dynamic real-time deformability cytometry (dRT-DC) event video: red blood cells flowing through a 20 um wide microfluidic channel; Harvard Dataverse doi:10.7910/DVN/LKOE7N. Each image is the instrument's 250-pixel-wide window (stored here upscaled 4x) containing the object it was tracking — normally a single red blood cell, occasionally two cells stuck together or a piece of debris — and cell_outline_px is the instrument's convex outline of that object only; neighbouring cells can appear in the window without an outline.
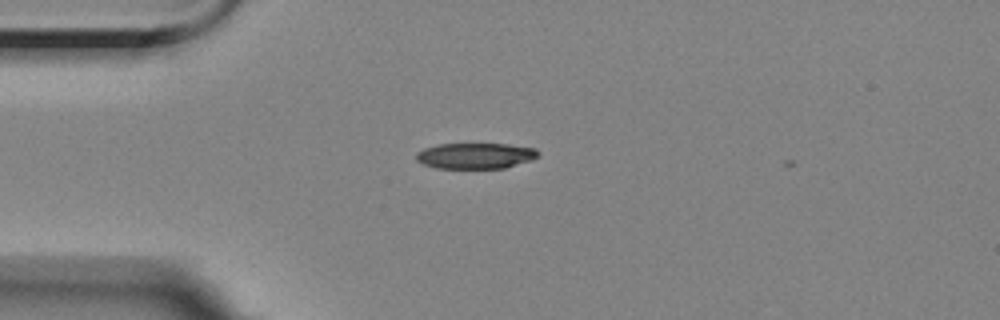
{"species": "Egyptian fruit bat (a non-hibernating species)", "species_latin": "Rousettus aegyptiacus", "temperature_condition": "room temperature", "stored_images_in_passage": 3, "camera_frame_rate_fps": 3000, "um_per_image_px": 0.085, "animal": {"sex": "female"}, "frame": {"image": 1, "passage_image": 1, "time_ms": 0.0, "image_size_px": [1000, 320], "cell_outline_px": [[540, 156], [532, 160], [504, 168], [436, 168], [424, 164], [416, 160], [416, 152], [424, 148], [440, 144], [508, 144], [536, 148], [540, 152]], "centroid_in_image_um": [40.45, 13.24], "position_along_channel_um": 44.6, "area_um2": 18.44}}
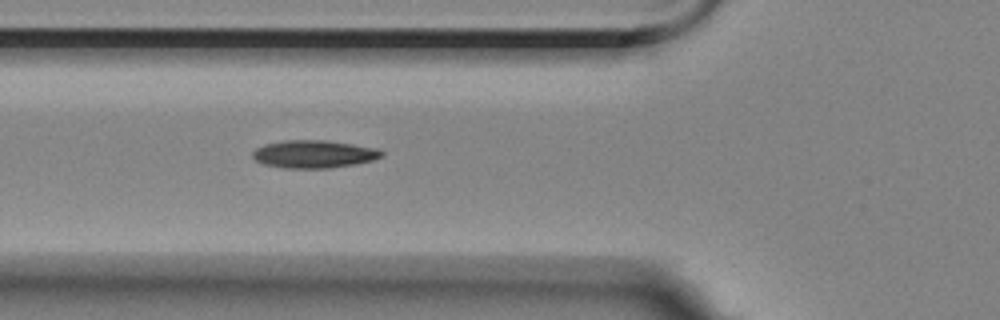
{"frame": {"image": 2, "passage_image": 3, "time_ms": 2.0, "image_size_px": [1000, 320], "cell_outline_px": [[384, 156], [372, 160], [356, 164], [328, 168], [284, 168], [264, 164], [256, 160], [252, 156], [252, 152], [256, 148], [264, 144], [284, 140], [324, 140], [380, 148], [384, 152]], "centroid_in_image_um": [26.71, 13.09], "position_along_channel_um": 99.1, "area_um2": 20.98}}